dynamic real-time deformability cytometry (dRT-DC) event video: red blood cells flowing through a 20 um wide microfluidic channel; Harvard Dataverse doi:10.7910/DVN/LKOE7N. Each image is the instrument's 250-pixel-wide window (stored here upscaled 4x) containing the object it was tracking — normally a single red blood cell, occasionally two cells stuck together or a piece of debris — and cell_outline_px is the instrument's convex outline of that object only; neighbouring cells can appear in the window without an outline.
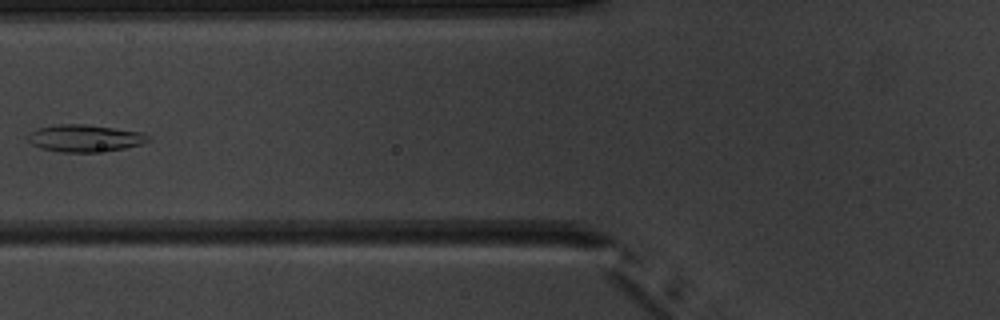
{"species": "common noctule bat (a hibernating species)", "species_latin": "Nyctalus noctula", "temperature_condition": "warm", "stored_images_in_passage": 7, "camera_frame_rate_fps": 3000, "um_per_image_px": 0.085, "animal": {"sex": "male", "body_mass_g": 20.1, "forearm_length_mm": 53.5}, "frame": {"image": 1, "passage_image": 6, "time_ms": 7.0, "image_size_px": [1000, 320], "cell_outline_px": [[152, 140], [140, 144], [124, 148], [92, 152], [60, 152], [40, 148], [32, 144], [28, 140], [28, 132], [36, 128], [60, 124], [84, 124], [140, 132], [152, 136]], "centroid_in_image_um": [7.18, 11.74], "position_along_channel_um": 118.6, "area_um2": 18.96}}
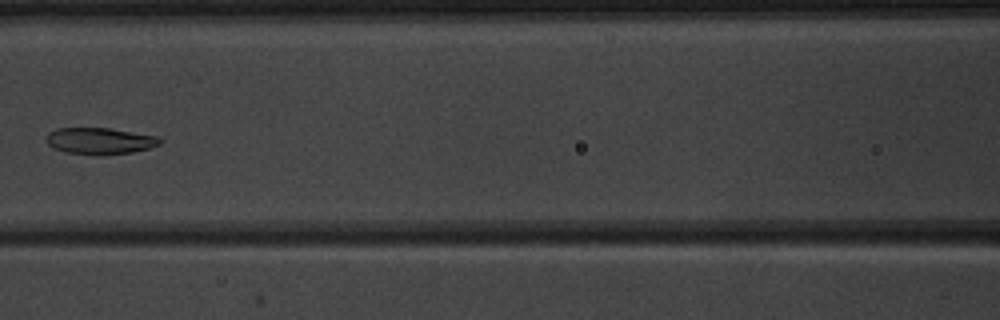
{"frame": {"image": 2, "passage_image": 7, "time_ms": 8.0, "image_size_px": [1000, 320], "cell_outline_px": [[164, 140], [160, 144], [148, 148], [132, 152], [96, 156], [64, 152], [52, 148], [48, 144], [48, 132], [56, 128], [108, 128], [160, 136]], "centroid_in_image_um": [8.51, 11.99], "position_along_channel_um": 158.1, "area_um2": 17.8}}